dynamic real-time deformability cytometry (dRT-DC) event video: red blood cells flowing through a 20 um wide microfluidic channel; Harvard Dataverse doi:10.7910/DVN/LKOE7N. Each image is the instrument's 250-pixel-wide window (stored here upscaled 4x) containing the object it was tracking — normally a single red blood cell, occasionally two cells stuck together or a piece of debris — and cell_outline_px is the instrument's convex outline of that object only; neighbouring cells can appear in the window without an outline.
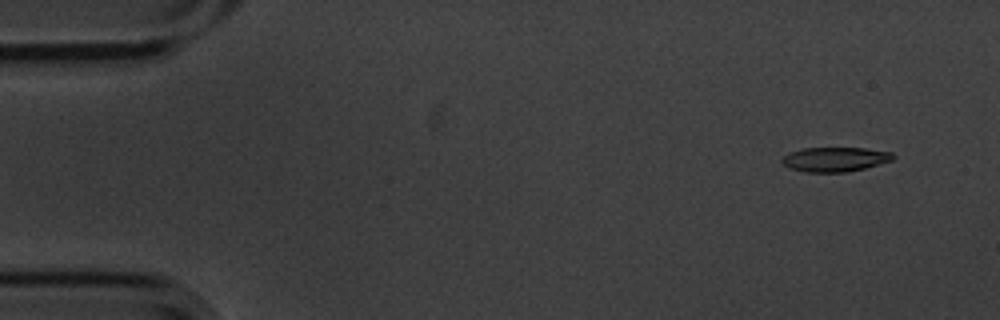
{"species": "common noctule bat (a hibernating species)", "species_latin": "Nyctalus noctula", "temperature_condition": "cold", "stored_images_in_passage": 5, "camera_frame_rate_fps": 3000, "um_per_image_px": 0.085, "animal": {"sex": "male", "body_mass_g": 20.1, "forearm_length_mm": 53.5}, "frame": {"image": 1, "passage_image": 1, "time_ms": 0.0, "image_size_px": [1000, 320], "cell_outline_px": [[896, 156], [892, 160], [864, 168], [848, 172], [804, 172], [788, 168], [780, 160], [784, 156], [792, 152], [804, 148], [864, 148], [892, 152]], "centroid_in_image_um": [70.98, 13.55], "position_along_channel_um": 14.0, "area_um2": 15.78}}
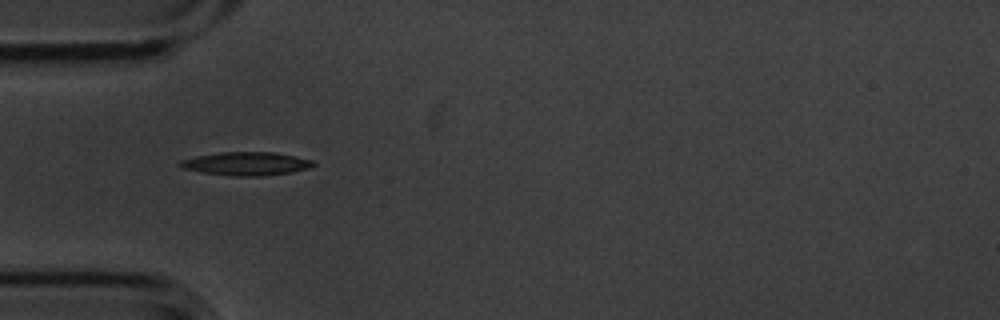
{"frame": {"image": 2, "passage_image": 4, "time_ms": 1.0, "image_size_px": [1000, 320], "cell_outline_px": [[316, 164], [312, 168], [288, 172], [260, 176], [232, 176], [200, 172], [180, 168], [176, 164], [180, 160], [196, 156], [220, 152], [276, 152], [312, 160]], "centroid_in_image_um": [20.88, 13.91], "position_along_channel_um": 64.1, "area_um2": 18.26}}
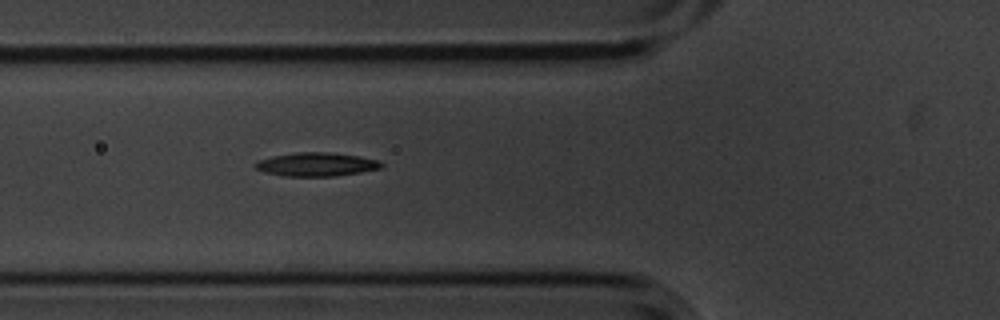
{"frame": {"image": 3, "passage_image": 5, "time_ms": 1.333, "image_size_px": [1000, 320], "cell_outline_px": [[384, 164], [380, 168], [360, 172], [336, 176], [284, 176], [264, 172], [256, 168], [252, 164], [260, 160], [272, 156], [296, 152], [328, 152], [360, 156], [380, 160]], "centroid_in_image_um": [26.9, 13.97], "position_along_channel_um": 98.9, "area_um2": 17.4}}